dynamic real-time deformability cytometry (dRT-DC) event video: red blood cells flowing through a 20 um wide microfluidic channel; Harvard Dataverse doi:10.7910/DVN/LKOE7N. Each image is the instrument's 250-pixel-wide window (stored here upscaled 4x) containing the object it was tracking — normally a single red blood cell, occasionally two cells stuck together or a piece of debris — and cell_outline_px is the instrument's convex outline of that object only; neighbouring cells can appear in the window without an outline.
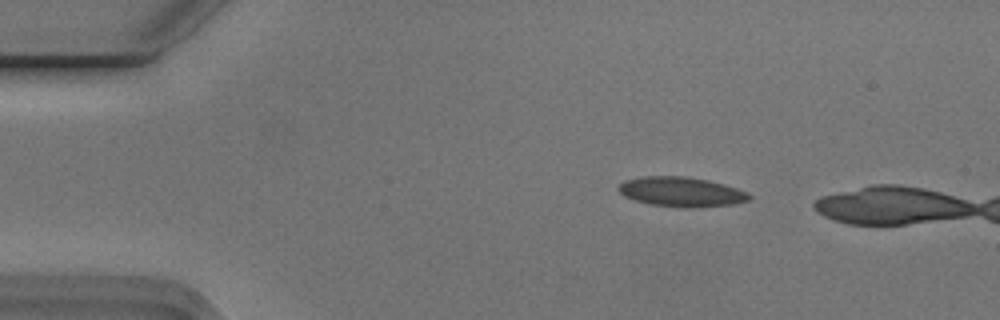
{"species": "Egyptian fruit bat (a non-hibernating species)", "species_latin": "Rousettus aegyptiacus", "temperature_condition": "cold", "stored_images_in_passage": 13, "camera_frame_rate_fps": 3000, "um_per_image_px": 0.085, "animal": {"sex": "male"}, "frame": {"image": 1, "passage_image": 8, "time_ms": 2.333, "image_size_px": [1000, 320], "cell_outline_px": [[752, 196], [748, 200], [732, 204], [652, 204], [636, 200], [624, 196], [616, 188], [624, 180], [644, 176], [684, 176], [708, 180], [724, 184], [748, 192]], "centroid_in_image_um": [57.86, 16.23], "position_along_channel_um": 27.1, "area_um2": 21.27}}